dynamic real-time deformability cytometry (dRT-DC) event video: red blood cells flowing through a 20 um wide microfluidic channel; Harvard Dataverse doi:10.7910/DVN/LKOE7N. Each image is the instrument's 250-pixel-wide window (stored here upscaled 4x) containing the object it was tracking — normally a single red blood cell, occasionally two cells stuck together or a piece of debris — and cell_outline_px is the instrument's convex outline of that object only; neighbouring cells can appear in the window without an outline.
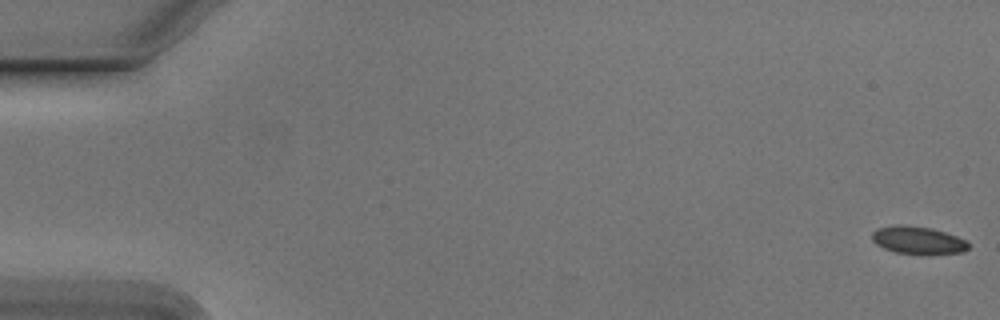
{"species": "Egyptian fruit bat (a non-hibernating species)", "species_latin": "Rousettus aegyptiacus", "temperature_condition": "cold", "stored_images_in_passage": 15, "camera_frame_rate_fps": 3000, "um_per_image_px": 0.085, "animal": {"sex": "male"}, "frame": {"image": 1, "passage_image": 1, "time_ms": 0.0, "image_size_px": [1000, 320], "cell_outline_px": [[968, 248], [964, 252], [896, 252], [884, 248], [876, 244], [872, 240], [872, 232], [876, 228], [896, 224], [900, 224], [932, 228], [956, 236], [964, 240], [968, 244]], "centroid_in_image_um": [77.95, 20.37], "position_along_channel_um": 7.1, "area_um2": 14.91}}
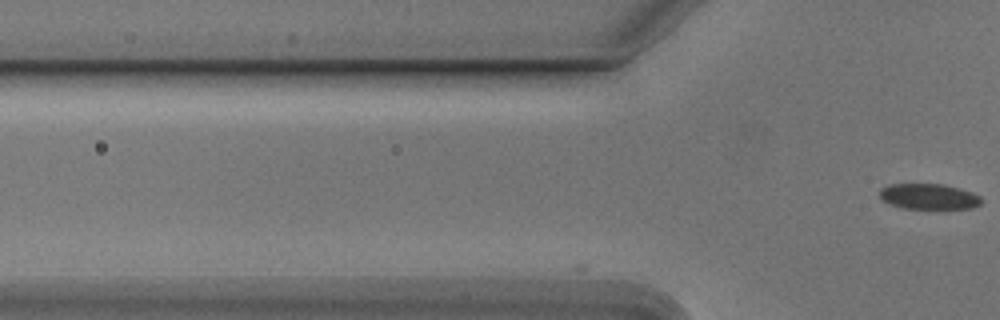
{"frame": {"image": 2, "passage_image": 15, "time_ms": 4.667, "image_size_px": [1000, 320], "cell_outline_px": [[984, 200], [980, 204], [972, 208], [936, 212], [904, 208], [888, 204], [880, 196], [880, 188], [888, 184], [944, 184], [960, 188], [972, 192], [980, 196]], "centroid_in_image_um": [79.01, 16.76], "position_along_channel_um": 46.8, "area_um2": 16.18}}